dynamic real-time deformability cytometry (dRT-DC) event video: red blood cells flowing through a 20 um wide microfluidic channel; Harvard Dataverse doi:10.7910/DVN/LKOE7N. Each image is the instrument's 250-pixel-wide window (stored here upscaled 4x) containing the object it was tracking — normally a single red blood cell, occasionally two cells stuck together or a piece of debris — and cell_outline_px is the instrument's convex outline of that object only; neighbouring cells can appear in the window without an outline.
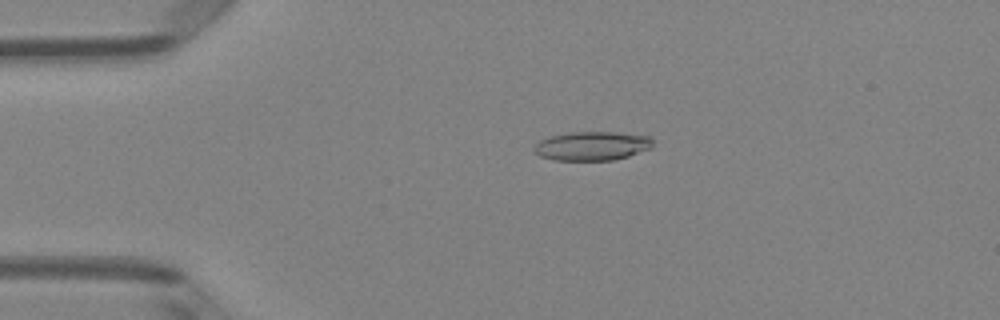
{"species": "Egyptian fruit bat (a non-hibernating species)", "species_latin": "Rousettus aegyptiacus", "temperature_condition": "room temperature", "stored_images_in_passage": 50, "camera_frame_rate_fps": 3000, "um_per_image_px": 0.085, "animal": {"sex": "female"}, "frame": {"image": 1, "passage_image": 11, "time_ms": 3.333, "image_size_px": [1000, 320], "cell_outline_px": [[652, 148], [628, 156], [612, 160], [552, 160], [540, 156], [532, 148], [540, 140], [552, 136], [572, 132], [616, 132], [648, 136], [652, 140]], "centroid_in_image_um": [50.32, 12.41], "position_along_channel_um": 34.7, "area_um2": 19.88}}
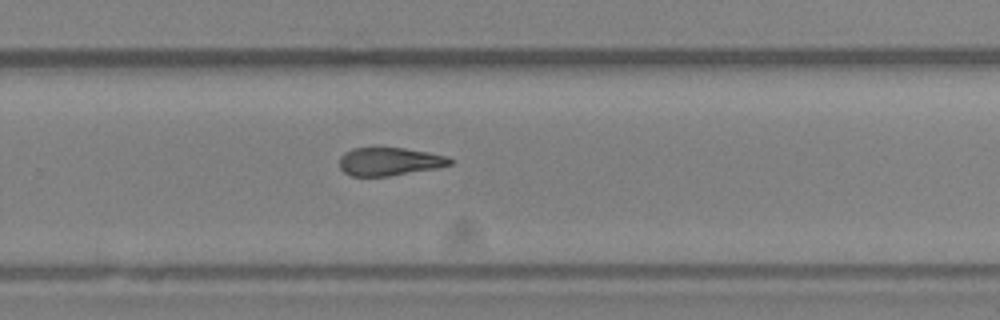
{"frame": {"image": 2, "passage_image": 33, "time_ms": 10.667, "image_size_px": [1000, 320], "cell_outline_px": [[452, 164], [436, 168], [388, 176], [352, 176], [344, 172], [340, 168], [340, 156], [344, 152], [352, 148], [404, 148], [428, 152], [448, 156], [452, 160]], "centroid_in_image_um": [33.09, 13.72], "position_along_channel_um": 296.7, "area_um2": 18.03}}
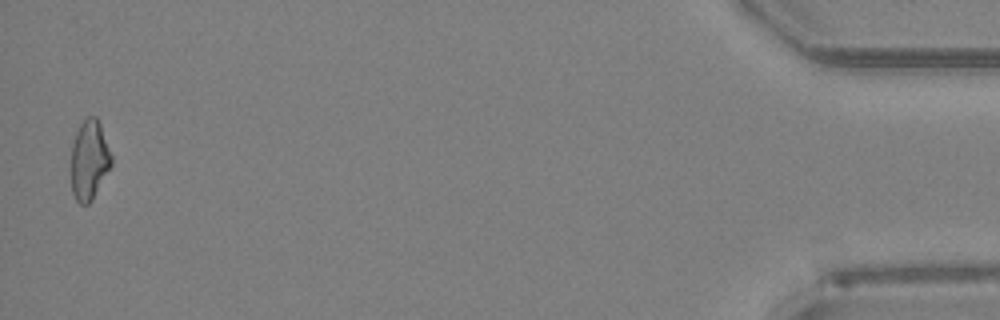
{"frame": {"image": 3, "passage_image": 49, "time_ms": 16.0, "image_size_px": [1000, 320], "cell_outline_px": [[112, 164], [92, 200], [88, 204], [80, 204], [76, 200], [72, 192], [72, 144], [76, 132], [80, 124], [88, 116], [96, 116], [100, 124], [112, 156]], "centroid_in_image_um": [7.59, 13.6], "position_along_channel_um": 427.6, "area_um2": 18.5}, "authors_computed_cell_mechanics": {"area_um2": 19.4208, "velocity_mm_per_s": 4.1332, "shape_relaxation_time_tau1_ms": 6.121, "shape_relaxation_time_tau2_ms": 3.2401, "deformation_change_tau1": 0.177, "deformation_change_tau2": 0.1281}}